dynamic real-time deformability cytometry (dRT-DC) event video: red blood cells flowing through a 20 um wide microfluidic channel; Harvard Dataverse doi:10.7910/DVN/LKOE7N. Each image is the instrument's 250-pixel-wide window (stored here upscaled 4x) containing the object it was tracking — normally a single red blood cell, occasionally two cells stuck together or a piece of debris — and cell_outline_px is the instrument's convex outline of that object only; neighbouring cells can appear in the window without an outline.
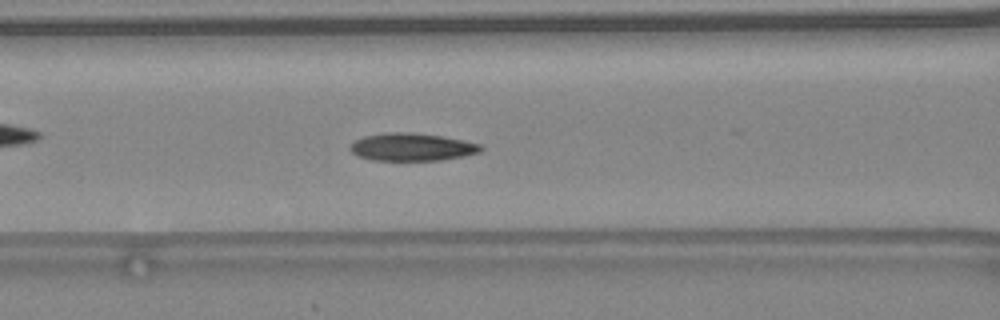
{"species": "common noctule bat (a hibernating species)", "species_latin": "Nyctalus noctula", "temperature_condition": "warm", "stored_images_in_passage": 45, "camera_frame_rate_fps": 3000, "um_per_image_px": 0.085, "animal": {"sex": "female", "body_mass_g": 24.6, "forearm_length_mm": 56.2}, "frame": {"image": 1, "passage_image": 20, "time_ms": 6.333, "image_size_px": [1000, 320], "cell_outline_px": [[484, 148], [480, 152], [464, 156], [440, 160], [372, 160], [356, 156], [348, 148], [356, 140], [364, 136], [388, 132], [412, 132], [440, 136], [464, 140], [480, 144]], "centroid_in_image_um": [35.01, 12.5], "position_along_channel_um": 131.6, "area_um2": 21.1}, "authors_computed_cell_mechanics": {"area_um2": 20.8658, "velocity_mm_per_s": 4.5601, "shape_relaxation_time_tau1_ms": 4.08, "shape_relaxation_time_tau2_ms": 1.881, "deformation_change_tau1": 0.1915, "deformation_change_tau2": 0.063}}